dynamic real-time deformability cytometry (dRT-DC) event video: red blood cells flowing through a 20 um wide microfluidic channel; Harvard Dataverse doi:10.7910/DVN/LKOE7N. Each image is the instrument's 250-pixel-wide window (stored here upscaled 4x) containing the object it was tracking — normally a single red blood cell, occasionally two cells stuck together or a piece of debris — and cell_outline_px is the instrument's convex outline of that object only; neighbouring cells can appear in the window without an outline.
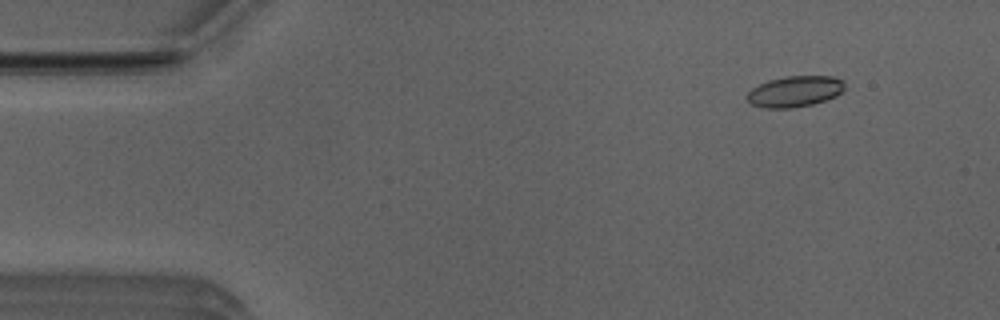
{"species": "Egyptian fruit bat (a non-hibernating species)", "species_latin": "Rousettus aegyptiacus", "temperature_condition": "room temperature", "stored_images_in_passage": 48, "camera_frame_rate_fps": 3000, "um_per_image_px": 0.085, "animal": {"sex": "male"}, "frame": {"image": 1, "passage_image": 1, "time_ms": 0.0, "image_size_px": [1000, 320], "cell_outline_px": [[844, 88], [836, 96], [812, 104], [792, 108], [764, 108], [752, 104], [744, 96], [752, 88], [768, 80], [784, 76], [832, 76], [844, 80]], "centroid_in_image_um": [67.54, 7.76], "position_along_channel_um": 17.5, "area_um2": 17.63}}
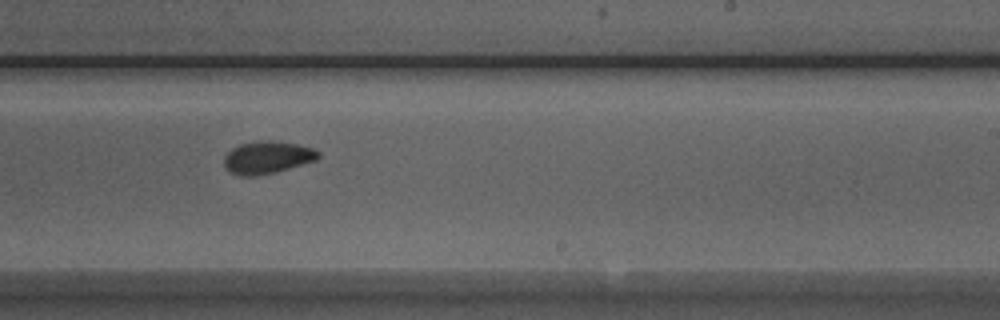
{"frame": {"image": 2, "passage_image": 27, "time_ms": 8.667, "image_size_px": [1000, 320], "cell_outline_px": [[320, 156], [316, 160], [276, 172], [256, 176], [240, 176], [228, 172], [224, 168], [224, 156], [232, 148], [240, 144], [264, 140], [268, 140], [296, 144], [312, 148], [320, 152]], "centroid_in_image_um": [22.68, 13.4], "position_along_channel_um": 266.3, "area_um2": 17.86}}
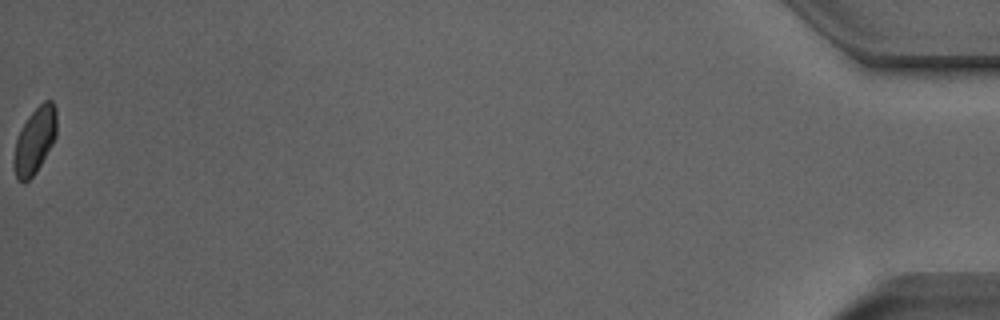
{"frame": {"image": 3, "passage_image": 48, "time_ms": 15.667, "image_size_px": [1000, 320], "cell_outline_px": [[56, 136], [52, 144], [36, 172], [24, 184], [16, 176], [12, 164], [12, 160], [16, 140], [28, 116], [44, 100], [52, 100], [56, 108]], "centroid_in_image_um": [2.95, 11.95], "position_along_channel_um": 432.3, "area_um2": 16.36}, "authors_computed_cell_mechanics": {"area_um2": 17.5712, "velocity_mm_per_s": 3.925, "shape_relaxation_time_tau1_ms": 4.5476, "shape_relaxation_time_tau2_ms": 2.4443, "deformation_change_tau1": 0.0946, "deformation_change_tau2": 0.0579}}